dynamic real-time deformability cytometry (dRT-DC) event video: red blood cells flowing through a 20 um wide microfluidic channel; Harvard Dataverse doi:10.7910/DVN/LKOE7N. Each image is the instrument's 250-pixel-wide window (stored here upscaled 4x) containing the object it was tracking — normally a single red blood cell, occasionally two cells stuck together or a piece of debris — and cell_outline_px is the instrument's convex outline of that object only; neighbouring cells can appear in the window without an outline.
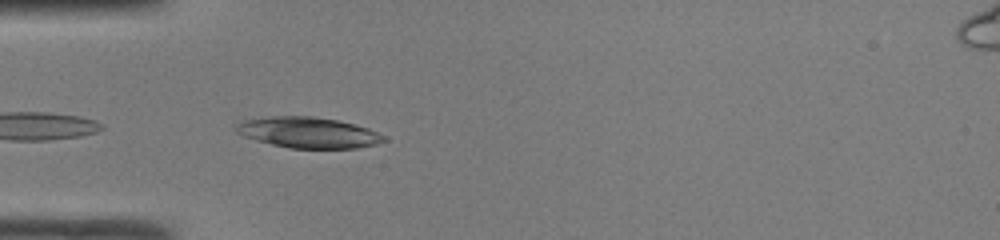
{"species": "common noctule bat (a hibernating species)", "species_latin": "Nyctalus noctula", "temperature_condition": "room temperature", "stored_images_in_passage": 34, "camera_frame_rate_fps": 3000, "um_per_image_px": 0.085, "animal": {"sex": "male", "body_mass_g": 19.0, "forearm_length_mm": 50.8}, "frame": {"image": 1, "passage_image": 1, "time_ms": 0.0, "image_size_px": [1000, 240], "cell_outline_px": [[388, 140], [376, 144], [356, 148], [288, 148], [256, 140], [244, 136], [236, 132], [232, 128], [240, 120], [268, 116], [312, 116], [336, 120], [368, 128], [384, 136]], "centroid_in_image_um": [26.13, 11.26], "position_along_channel_um": 58.9, "area_um2": 26.59}}
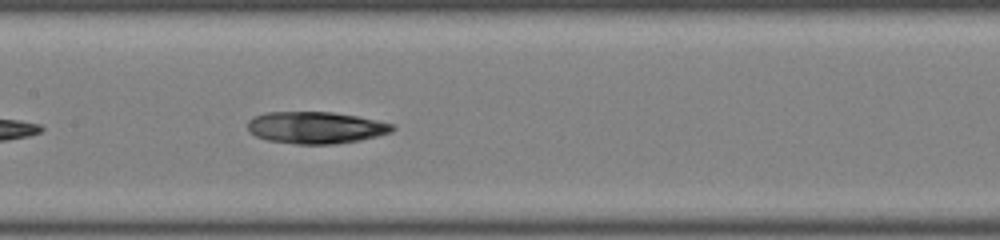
{"frame": {"image": 2, "passage_image": 10, "time_ms": 3.0, "image_size_px": [1000, 240], "cell_outline_px": [[396, 128], [392, 132], [360, 140], [332, 144], [296, 144], [268, 140], [256, 136], [248, 128], [248, 120], [252, 116], [264, 112], [332, 112], [356, 116], [396, 124]], "centroid_in_image_um": [26.85, 10.84], "position_along_channel_um": 180.5, "area_um2": 26.93}}
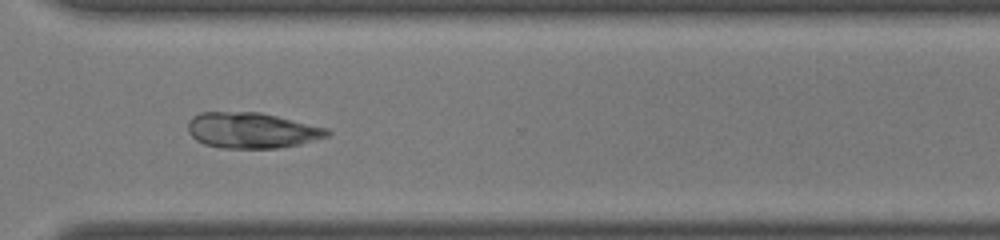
{"frame": {"image": 3, "passage_image": 22, "time_ms": 7.0, "image_size_px": [1000, 240], "cell_outline_px": [[332, 132], [328, 136], [300, 144], [276, 148], [220, 148], [204, 144], [196, 140], [188, 132], [188, 120], [192, 116], [200, 112], [260, 112], [328, 128]], "centroid_in_image_um": [21.38, 11.08], "position_along_channel_um": 349.2, "area_um2": 29.07}, "authors_computed_cell_mechanics": {"area_um2": 27.7729, "velocity_mm_per_s": 4.2152, "shape_relaxation_time_tau1_ms": 7.9009, "shape_relaxation_time_tau2_ms": 7.1899, "deformation_change_tau1": 0.1725, "deformation_change_tau2": 0.1239}}